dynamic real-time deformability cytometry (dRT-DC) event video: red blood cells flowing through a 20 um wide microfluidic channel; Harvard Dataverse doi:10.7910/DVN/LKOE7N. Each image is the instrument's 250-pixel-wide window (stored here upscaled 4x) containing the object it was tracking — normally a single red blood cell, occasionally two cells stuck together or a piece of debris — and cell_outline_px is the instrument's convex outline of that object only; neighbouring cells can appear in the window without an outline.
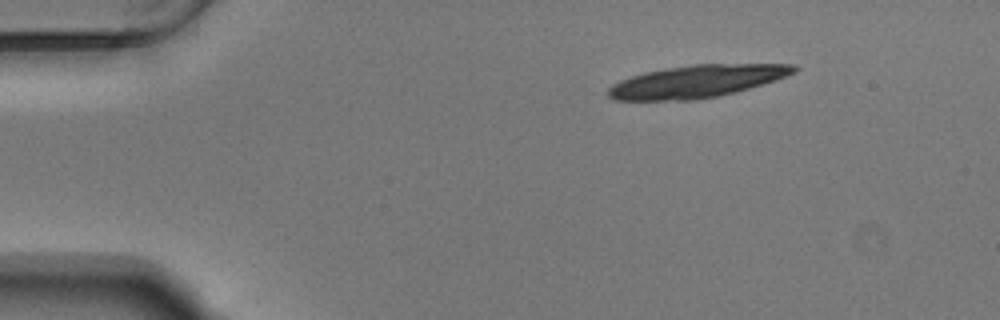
{"species": "Egyptian fruit bat (a non-hibernating species)", "species_latin": "Rousettus aegyptiacus", "temperature_condition": "warm", "stored_images_in_passage": 48, "segment_of_instrument_passage": [1, 2], "camera_frame_rate_fps": 3000, "um_per_image_px": 0.085, "animal": {"sex": "male"}, "frame": {"image": 1, "passage_image": 1, "time_ms": 0.0, "image_size_px": [1000, 320], "cell_outline_px": [[800, 68], [796, 72], [776, 80], [748, 88], [716, 96], [692, 100], [612, 100], [608, 96], [608, 88], [612, 84], [620, 80], [644, 72], [664, 68], [696, 64], [792, 64]], "centroid_in_image_um": [59.21, 6.91], "position_along_channel_um": 25.8, "area_um2": 34.91}}